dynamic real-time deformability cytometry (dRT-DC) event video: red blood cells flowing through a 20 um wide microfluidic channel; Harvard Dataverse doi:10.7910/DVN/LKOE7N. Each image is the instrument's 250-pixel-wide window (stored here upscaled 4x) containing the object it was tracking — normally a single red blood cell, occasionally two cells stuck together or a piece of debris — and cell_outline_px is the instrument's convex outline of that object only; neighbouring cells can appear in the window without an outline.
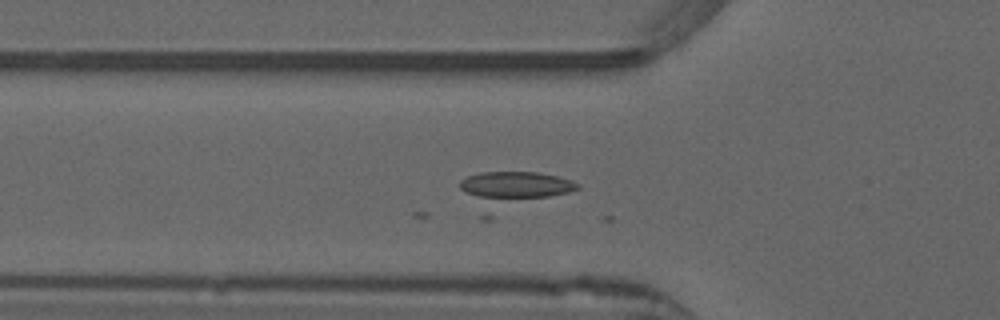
{"species": "common noctule bat (a hibernating species)", "species_latin": "Nyctalus noctula", "temperature_condition": "warm", "stored_images_in_passage": 6, "camera_frame_rate_fps": 3000, "um_per_image_px": 0.085, "animal": {"sex": "male", "forearm_length_mm": 52.5}, "frame": {"image": 1, "passage_image": 4, "time_ms": 1.0, "image_size_px": [1000, 320], "cell_outline_px": [[580, 188], [568, 192], [548, 196], [492, 200], [488, 200], [464, 192], [460, 188], [460, 180], [468, 176], [480, 172], [536, 172], [556, 176], [572, 180], [580, 184]], "centroid_in_image_um": [43.82, 15.74], "position_along_channel_um": 82.0, "area_um2": 18.67}}